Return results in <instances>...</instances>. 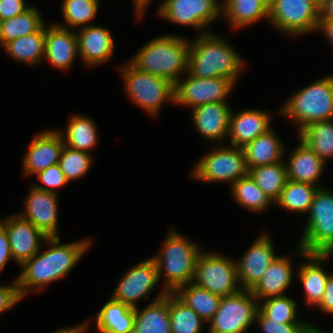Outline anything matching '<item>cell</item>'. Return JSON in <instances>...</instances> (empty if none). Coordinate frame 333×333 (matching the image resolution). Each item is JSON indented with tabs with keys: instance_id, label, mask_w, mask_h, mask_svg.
Segmentation results:
<instances>
[{
	"instance_id": "4316f807",
	"label": "cell",
	"mask_w": 333,
	"mask_h": 333,
	"mask_svg": "<svg viewBox=\"0 0 333 333\" xmlns=\"http://www.w3.org/2000/svg\"><path fill=\"white\" fill-rule=\"evenodd\" d=\"M248 169L282 162L284 145L271 128L243 148Z\"/></svg>"
},
{
	"instance_id": "db71d44e",
	"label": "cell",
	"mask_w": 333,
	"mask_h": 333,
	"mask_svg": "<svg viewBox=\"0 0 333 333\" xmlns=\"http://www.w3.org/2000/svg\"><path fill=\"white\" fill-rule=\"evenodd\" d=\"M306 333H327L322 331L319 328H316L315 326H311Z\"/></svg>"
},
{
	"instance_id": "e0dca14e",
	"label": "cell",
	"mask_w": 333,
	"mask_h": 333,
	"mask_svg": "<svg viewBox=\"0 0 333 333\" xmlns=\"http://www.w3.org/2000/svg\"><path fill=\"white\" fill-rule=\"evenodd\" d=\"M63 147L64 140L59 130H45L34 136L22 161L24 174L36 175L48 167L58 164Z\"/></svg>"
},
{
	"instance_id": "836d02e7",
	"label": "cell",
	"mask_w": 333,
	"mask_h": 333,
	"mask_svg": "<svg viewBox=\"0 0 333 333\" xmlns=\"http://www.w3.org/2000/svg\"><path fill=\"white\" fill-rule=\"evenodd\" d=\"M222 4V15L233 28H242L264 17L269 19V11L257 0H224Z\"/></svg>"
},
{
	"instance_id": "d4e9b609",
	"label": "cell",
	"mask_w": 333,
	"mask_h": 333,
	"mask_svg": "<svg viewBox=\"0 0 333 333\" xmlns=\"http://www.w3.org/2000/svg\"><path fill=\"white\" fill-rule=\"evenodd\" d=\"M158 296L142 311L135 308L131 333H171L169 293L163 288Z\"/></svg>"
},
{
	"instance_id": "484cf974",
	"label": "cell",
	"mask_w": 333,
	"mask_h": 333,
	"mask_svg": "<svg viewBox=\"0 0 333 333\" xmlns=\"http://www.w3.org/2000/svg\"><path fill=\"white\" fill-rule=\"evenodd\" d=\"M299 141L300 145L291 152L290 159L286 164L288 180L318 186L317 183L324 170L325 162L306 144Z\"/></svg>"
},
{
	"instance_id": "ab89813d",
	"label": "cell",
	"mask_w": 333,
	"mask_h": 333,
	"mask_svg": "<svg viewBox=\"0 0 333 333\" xmlns=\"http://www.w3.org/2000/svg\"><path fill=\"white\" fill-rule=\"evenodd\" d=\"M259 305V310L272 321L279 323H306L297 319L296 301L286 295L271 297L263 300Z\"/></svg>"
},
{
	"instance_id": "cb8c5ba5",
	"label": "cell",
	"mask_w": 333,
	"mask_h": 333,
	"mask_svg": "<svg viewBox=\"0 0 333 333\" xmlns=\"http://www.w3.org/2000/svg\"><path fill=\"white\" fill-rule=\"evenodd\" d=\"M293 267L288 257L277 256L267 268L265 274L251 289L259 301L271 297L283 296L292 282Z\"/></svg>"
},
{
	"instance_id": "f1b7e54d",
	"label": "cell",
	"mask_w": 333,
	"mask_h": 333,
	"mask_svg": "<svg viewBox=\"0 0 333 333\" xmlns=\"http://www.w3.org/2000/svg\"><path fill=\"white\" fill-rule=\"evenodd\" d=\"M173 294L207 323L214 317L222 298L193 282L178 287Z\"/></svg>"
},
{
	"instance_id": "b9f144b4",
	"label": "cell",
	"mask_w": 333,
	"mask_h": 333,
	"mask_svg": "<svg viewBox=\"0 0 333 333\" xmlns=\"http://www.w3.org/2000/svg\"><path fill=\"white\" fill-rule=\"evenodd\" d=\"M255 321L259 324L264 333H306L311 327L307 323H279L269 320L260 310Z\"/></svg>"
},
{
	"instance_id": "681fc988",
	"label": "cell",
	"mask_w": 333,
	"mask_h": 333,
	"mask_svg": "<svg viewBox=\"0 0 333 333\" xmlns=\"http://www.w3.org/2000/svg\"><path fill=\"white\" fill-rule=\"evenodd\" d=\"M323 30L329 42L333 43V20H319L317 30Z\"/></svg>"
},
{
	"instance_id": "8d00e7d4",
	"label": "cell",
	"mask_w": 333,
	"mask_h": 333,
	"mask_svg": "<svg viewBox=\"0 0 333 333\" xmlns=\"http://www.w3.org/2000/svg\"><path fill=\"white\" fill-rule=\"evenodd\" d=\"M231 188L237 203L250 211L262 212L273 203L249 174L234 182Z\"/></svg>"
},
{
	"instance_id": "4fadbf2b",
	"label": "cell",
	"mask_w": 333,
	"mask_h": 333,
	"mask_svg": "<svg viewBox=\"0 0 333 333\" xmlns=\"http://www.w3.org/2000/svg\"><path fill=\"white\" fill-rule=\"evenodd\" d=\"M158 14L176 24L198 28L201 34L205 27L222 14V4L217 0H163Z\"/></svg>"
},
{
	"instance_id": "ee69618b",
	"label": "cell",
	"mask_w": 333,
	"mask_h": 333,
	"mask_svg": "<svg viewBox=\"0 0 333 333\" xmlns=\"http://www.w3.org/2000/svg\"><path fill=\"white\" fill-rule=\"evenodd\" d=\"M22 300L18 292L17 280L10 285H0V313L11 309L15 304Z\"/></svg>"
},
{
	"instance_id": "ffe728a7",
	"label": "cell",
	"mask_w": 333,
	"mask_h": 333,
	"mask_svg": "<svg viewBox=\"0 0 333 333\" xmlns=\"http://www.w3.org/2000/svg\"><path fill=\"white\" fill-rule=\"evenodd\" d=\"M79 53L77 33L56 24L46 29L44 58L61 70H67Z\"/></svg>"
},
{
	"instance_id": "7bdbcfd3",
	"label": "cell",
	"mask_w": 333,
	"mask_h": 333,
	"mask_svg": "<svg viewBox=\"0 0 333 333\" xmlns=\"http://www.w3.org/2000/svg\"><path fill=\"white\" fill-rule=\"evenodd\" d=\"M37 178L40 180V185H32L35 188L51 193H55L57 188H61L66 185L68 180L66 179L64 173L61 171L58 164L52 165L42 172H39Z\"/></svg>"
},
{
	"instance_id": "5bb4252c",
	"label": "cell",
	"mask_w": 333,
	"mask_h": 333,
	"mask_svg": "<svg viewBox=\"0 0 333 333\" xmlns=\"http://www.w3.org/2000/svg\"><path fill=\"white\" fill-rule=\"evenodd\" d=\"M159 281L157 265L151 257L136 264L120 278L112 298L129 307L137 308V300L148 297Z\"/></svg>"
},
{
	"instance_id": "9a60e30c",
	"label": "cell",
	"mask_w": 333,
	"mask_h": 333,
	"mask_svg": "<svg viewBox=\"0 0 333 333\" xmlns=\"http://www.w3.org/2000/svg\"><path fill=\"white\" fill-rule=\"evenodd\" d=\"M8 235L13 260L21 266L40 250V241L48 237L19 214L0 221Z\"/></svg>"
},
{
	"instance_id": "e575fe53",
	"label": "cell",
	"mask_w": 333,
	"mask_h": 333,
	"mask_svg": "<svg viewBox=\"0 0 333 333\" xmlns=\"http://www.w3.org/2000/svg\"><path fill=\"white\" fill-rule=\"evenodd\" d=\"M333 119L311 123L299 134V139L306 144L324 162L333 157Z\"/></svg>"
},
{
	"instance_id": "8992f818",
	"label": "cell",
	"mask_w": 333,
	"mask_h": 333,
	"mask_svg": "<svg viewBox=\"0 0 333 333\" xmlns=\"http://www.w3.org/2000/svg\"><path fill=\"white\" fill-rule=\"evenodd\" d=\"M299 247L305 253L333 254V193L319 187Z\"/></svg>"
},
{
	"instance_id": "f35d334b",
	"label": "cell",
	"mask_w": 333,
	"mask_h": 333,
	"mask_svg": "<svg viewBox=\"0 0 333 333\" xmlns=\"http://www.w3.org/2000/svg\"><path fill=\"white\" fill-rule=\"evenodd\" d=\"M98 6V0H64L61 9L66 25H56L65 29L89 26L87 23L97 15Z\"/></svg>"
},
{
	"instance_id": "4dcf8cb0",
	"label": "cell",
	"mask_w": 333,
	"mask_h": 333,
	"mask_svg": "<svg viewBox=\"0 0 333 333\" xmlns=\"http://www.w3.org/2000/svg\"><path fill=\"white\" fill-rule=\"evenodd\" d=\"M282 162L249 169L256 185L275 203L288 181L287 166Z\"/></svg>"
},
{
	"instance_id": "bcb514c9",
	"label": "cell",
	"mask_w": 333,
	"mask_h": 333,
	"mask_svg": "<svg viewBox=\"0 0 333 333\" xmlns=\"http://www.w3.org/2000/svg\"><path fill=\"white\" fill-rule=\"evenodd\" d=\"M10 259L13 260L8 235L5 226L0 222V272Z\"/></svg>"
},
{
	"instance_id": "3957f363",
	"label": "cell",
	"mask_w": 333,
	"mask_h": 333,
	"mask_svg": "<svg viewBox=\"0 0 333 333\" xmlns=\"http://www.w3.org/2000/svg\"><path fill=\"white\" fill-rule=\"evenodd\" d=\"M190 44L187 71L190 75L200 78H228L236 83L245 64L227 42L208 32L200 33Z\"/></svg>"
},
{
	"instance_id": "f546056e",
	"label": "cell",
	"mask_w": 333,
	"mask_h": 333,
	"mask_svg": "<svg viewBox=\"0 0 333 333\" xmlns=\"http://www.w3.org/2000/svg\"><path fill=\"white\" fill-rule=\"evenodd\" d=\"M45 42L46 27L44 24L37 32L12 40L3 47L6 53L16 61L37 65L44 58Z\"/></svg>"
},
{
	"instance_id": "603a6c76",
	"label": "cell",
	"mask_w": 333,
	"mask_h": 333,
	"mask_svg": "<svg viewBox=\"0 0 333 333\" xmlns=\"http://www.w3.org/2000/svg\"><path fill=\"white\" fill-rule=\"evenodd\" d=\"M78 32L79 55L85 64H102L112 56L114 38L107 28L90 24Z\"/></svg>"
},
{
	"instance_id": "7402d4cb",
	"label": "cell",
	"mask_w": 333,
	"mask_h": 333,
	"mask_svg": "<svg viewBox=\"0 0 333 333\" xmlns=\"http://www.w3.org/2000/svg\"><path fill=\"white\" fill-rule=\"evenodd\" d=\"M270 115L266 111L247 109L231 112L228 136L231 146L243 148L261 134L271 129Z\"/></svg>"
},
{
	"instance_id": "ba28073f",
	"label": "cell",
	"mask_w": 333,
	"mask_h": 333,
	"mask_svg": "<svg viewBox=\"0 0 333 333\" xmlns=\"http://www.w3.org/2000/svg\"><path fill=\"white\" fill-rule=\"evenodd\" d=\"M247 174L249 169L243 149L224 145L204 154L192 170V176L201 182L229 181L233 184Z\"/></svg>"
},
{
	"instance_id": "1f68e13d",
	"label": "cell",
	"mask_w": 333,
	"mask_h": 333,
	"mask_svg": "<svg viewBox=\"0 0 333 333\" xmlns=\"http://www.w3.org/2000/svg\"><path fill=\"white\" fill-rule=\"evenodd\" d=\"M41 13L35 7H29L23 13L0 21V44L37 32L44 25Z\"/></svg>"
},
{
	"instance_id": "44dd1931",
	"label": "cell",
	"mask_w": 333,
	"mask_h": 333,
	"mask_svg": "<svg viewBox=\"0 0 333 333\" xmlns=\"http://www.w3.org/2000/svg\"><path fill=\"white\" fill-rule=\"evenodd\" d=\"M297 255H302L307 262L298 268V277L304 287L307 305L318 306L323 298L329 273H326L321 263L325 262L332 254L305 253L297 247Z\"/></svg>"
},
{
	"instance_id": "f907efd6",
	"label": "cell",
	"mask_w": 333,
	"mask_h": 333,
	"mask_svg": "<svg viewBox=\"0 0 333 333\" xmlns=\"http://www.w3.org/2000/svg\"><path fill=\"white\" fill-rule=\"evenodd\" d=\"M89 324L88 322L82 323V325L80 324L79 326H75V327H71V328H64L61 330H56L53 333H84L85 331H87Z\"/></svg>"
},
{
	"instance_id": "d6a6232c",
	"label": "cell",
	"mask_w": 333,
	"mask_h": 333,
	"mask_svg": "<svg viewBox=\"0 0 333 333\" xmlns=\"http://www.w3.org/2000/svg\"><path fill=\"white\" fill-rule=\"evenodd\" d=\"M96 129L95 122L91 118L75 114L68 121L66 137L62 134L64 145L90 153L98 141Z\"/></svg>"
},
{
	"instance_id": "7c38bea8",
	"label": "cell",
	"mask_w": 333,
	"mask_h": 333,
	"mask_svg": "<svg viewBox=\"0 0 333 333\" xmlns=\"http://www.w3.org/2000/svg\"><path fill=\"white\" fill-rule=\"evenodd\" d=\"M185 81L180 78L174 84L175 101L192 108L217 102H227L228 94L234 88L235 82L228 78H200L186 73Z\"/></svg>"
},
{
	"instance_id": "d6986e66",
	"label": "cell",
	"mask_w": 333,
	"mask_h": 333,
	"mask_svg": "<svg viewBox=\"0 0 333 333\" xmlns=\"http://www.w3.org/2000/svg\"><path fill=\"white\" fill-rule=\"evenodd\" d=\"M192 111L193 123L202 136L220 143L227 138L232 112L227 102L207 103Z\"/></svg>"
},
{
	"instance_id": "52a82bcc",
	"label": "cell",
	"mask_w": 333,
	"mask_h": 333,
	"mask_svg": "<svg viewBox=\"0 0 333 333\" xmlns=\"http://www.w3.org/2000/svg\"><path fill=\"white\" fill-rule=\"evenodd\" d=\"M120 72L129 98L152 116L158 114L163 102L175 101L174 84L171 81L142 72L130 62Z\"/></svg>"
},
{
	"instance_id": "9c48e42d",
	"label": "cell",
	"mask_w": 333,
	"mask_h": 333,
	"mask_svg": "<svg viewBox=\"0 0 333 333\" xmlns=\"http://www.w3.org/2000/svg\"><path fill=\"white\" fill-rule=\"evenodd\" d=\"M257 301L249 289L222 297L207 333H245L256 319Z\"/></svg>"
},
{
	"instance_id": "f5cc1de1",
	"label": "cell",
	"mask_w": 333,
	"mask_h": 333,
	"mask_svg": "<svg viewBox=\"0 0 333 333\" xmlns=\"http://www.w3.org/2000/svg\"><path fill=\"white\" fill-rule=\"evenodd\" d=\"M259 3H261L268 11L271 8L273 0H257Z\"/></svg>"
},
{
	"instance_id": "74e56055",
	"label": "cell",
	"mask_w": 333,
	"mask_h": 333,
	"mask_svg": "<svg viewBox=\"0 0 333 333\" xmlns=\"http://www.w3.org/2000/svg\"><path fill=\"white\" fill-rule=\"evenodd\" d=\"M171 333H201L205 322L193 309L169 293Z\"/></svg>"
},
{
	"instance_id": "30bf717a",
	"label": "cell",
	"mask_w": 333,
	"mask_h": 333,
	"mask_svg": "<svg viewBox=\"0 0 333 333\" xmlns=\"http://www.w3.org/2000/svg\"><path fill=\"white\" fill-rule=\"evenodd\" d=\"M192 282L221 297L242 289L237 285L239 280L236 263L219 253L200 252Z\"/></svg>"
},
{
	"instance_id": "816d5d0a",
	"label": "cell",
	"mask_w": 333,
	"mask_h": 333,
	"mask_svg": "<svg viewBox=\"0 0 333 333\" xmlns=\"http://www.w3.org/2000/svg\"><path fill=\"white\" fill-rule=\"evenodd\" d=\"M133 1H134V4L136 5L135 7H136L137 18L142 17L150 0H133Z\"/></svg>"
},
{
	"instance_id": "5b68a950",
	"label": "cell",
	"mask_w": 333,
	"mask_h": 333,
	"mask_svg": "<svg viewBox=\"0 0 333 333\" xmlns=\"http://www.w3.org/2000/svg\"><path fill=\"white\" fill-rule=\"evenodd\" d=\"M279 114L299 125L298 134L311 123L333 119V74L294 93Z\"/></svg>"
},
{
	"instance_id": "7dc6e473",
	"label": "cell",
	"mask_w": 333,
	"mask_h": 333,
	"mask_svg": "<svg viewBox=\"0 0 333 333\" xmlns=\"http://www.w3.org/2000/svg\"><path fill=\"white\" fill-rule=\"evenodd\" d=\"M317 307L325 313L333 314V273L331 272L328 276L323 298Z\"/></svg>"
},
{
	"instance_id": "d590c367",
	"label": "cell",
	"mask_w": 333,
	"mask_h": 333,
	"mask_svg": "<svg viewBox=\"0 0 333 333\" xmlns=\"http://www.w3.org/2000/svg\"><path fill=\"white\" fill-rule=\"evenodd\" d=\"M319 187L322 186L288 180L275 204L290 212L308 213Z\"/></svg>"
},
{
	"instance_id": "ac0fdd59",
	"label": "cell",
	"mask_w": 333,
	"mask_h": 333,
	"mask_svg": "<svg viewBox=\"0 0 333 333\" xmlns=\"http://www.w3.org/2000/svg\"><path fill=\"white\" fill-rule=\"evenodd\" d=\"M25 199L24 213L19 214L41 230L47 237H58L57 194L39 190L32 186Z\"/></svg>"
},
{
	"instance_id": "60d3db41",
	"label": "cell",
	"mask_w": 333,
	"mask_h": 333,
	"mask_svg": "<svg viewBox=\"0 0 333 333\" xmlns=\"http://www.w3.org/2000/svg\"><path fill=\"white\" fill-rule=\"evenodd\" d=\"M91 154L64 145L58 165L68 182L85 176L91 167Z\"/></svg>"
},
{
	"instance_id": "c3c4849f",
	"label": "cell",
	"mask_w": 333,
	"mask_h": 333,
	"mask_svg": "<svg viewBox=\"0 0 333 333\" xmlns=\"http://www.w3.org/2000/svg\"><path fill=\"white\" fill-rule=\"evenodd\" d=\"M319 20H333V0H324L320 5Z\"/></svg>"
},
{
	"instance_id": "83f0119b",
	"label": "cell",
	"mask_w": 333,
	"mask_h": 333,
	"mask_svg": "<svg viewBox=\"0 0 333 333\" xmlns=\"http://www.w3.org/2000/svg\"><path fill=\"white\" fill-rule=\"evenodd\" d=\"M96 318L100 333H131L134 327L135 308L111 297L102 306Z\"/></svg>"
},
{
	"instance_id": "277c9868",
	"label": "cell",
	"mask_w": 333,
	"mask_h": 333,
	"mask_svg": "<svg viewBox=\"0 0 333 333\" xmlns=\"http://www.w3.org/2000/svg\"><path fill=\"white\" fill-rule=\"evenodd\" d=\"M168 233L162 251L152 258L156 262L159 279L162 275L165 277L164 289L173 293L178 287L193 281L196 260L202 250L172 228Z\"/></svg>"
},
{
	"instance_id": "f6af8a7d",
	"label": "cell",
	"mask_w": 333,
	"mask_h": 333,
	"mask_svg": "<svg viewBox=\"0 0 333 333\" xmlns=\"http://www.w3.org/2000/svg\"><path fill=\"white\" fill-rule=\"evenodd\" d=\"M28 8L24 0H0V21L15 17Z\"/></svg>"
},
{
	"instance_id": "2e32d148",
	"label": "cell",
	"mask_w": 333,
	"mask_h": 333,
	"mask_svg": "<svg viewBox=\"0 0 333 333\" xmlns=\"http://www.w3.org/2000/svg\"><path fill=\"white\" fill-rule=\"evenodd\" d=\"M271 241L267 234L260 235L243 257L235 262L242 289L251 290L277 258Z\"/></svg>"
},
{
	"instance_id": "11a10c76",
	"label": "cell",
	"mask_w": 333,
	"mask_h": 333,
	"mask_svg": "<svg viewBox=\"0 0 333 333\" xmlns=\"http://www.w3.org/2000/svg\"><path fill=\"white\" fill-rule=\"evenodd\" d=\"M314 1L317 2L319 5H321L324 2V0H314Z\"/></svg>"
},
{
	"instance_id": "7a4b0ae2",
	"label": "cell",
	"mask_w": 333,
	"mask_h": 333,
	"mask_svg": "<svg viewBox=\"0 0 333 333\" xmlns=\"http://www.w3.org/2000/svg\"><path fill=\"white\" fill-rule=\"evenodd\" d=\"M191 44L176 35L156 37L146 43L130 63L138 70L175 84L181 72L188 71Z\"/></svg>"
},
{
	"instance_id": "8fae6325",
	"label": "cell",
	"mask_w": 333,
	"mask_h": 333,
	"mask_svg": "<svg viewBox=\"0 0 333 333\" xmlns=\"http://www.w3.org/2000/svg\"><path fill=\"white\" fill-rule=\"evenodd\" d=\"M320 5L314 0H273L269 22L283 33L303 35L317 30Z\"/></svg>"
},
{
	"instance_id": "6da1fadb",
	"label": "cell",
	"mask_w": 333,
	"mask_h": 333,
	"mask_svg": "<svg viewBox=\"0 0 333 333\" xmlns=\"http://www.w3.org/2000/svg\"><path fill=\"white\" fill-rule=\"evenodd\" d=\"M44 242L50 248L41 254L39 251L20 266L23 270L16 280L22 299L31 289L43 290L67 275L91 245L89 239L60 244L59 236L48 237Z\"/></svg>"
}]
</instances>
